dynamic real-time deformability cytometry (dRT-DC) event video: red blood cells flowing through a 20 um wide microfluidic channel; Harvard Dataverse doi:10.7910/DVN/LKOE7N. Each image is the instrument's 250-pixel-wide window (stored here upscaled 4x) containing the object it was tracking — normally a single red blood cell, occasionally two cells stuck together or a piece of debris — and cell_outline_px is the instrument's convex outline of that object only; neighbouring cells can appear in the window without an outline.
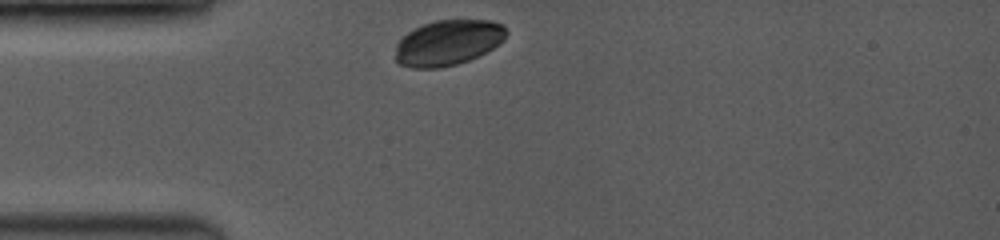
{"species": "common noctule bat (a hibernating species)", "species_latin": "Nyctalus noctula", "temperature_condition": "room temperature", "stored_images_in_passage": 25, "camera_frame_rate_fps": 3500, "um_per_image_px": 0.085, "animal": {"sex": "female", "body_mass_g": 19.0, "forearm_length_mm": 53.3}, "frame": {"image": 1, "passage_image": 1, "time_ms": 0.0, "image_size_px": [1000, 240], "cell_outline_px": [[508, 32], [492, 48], [468, 60], [456, 64], [440, 68], [412, 68], [400, 64], [396, 60], [396, 44], [412, 28], [436, 20], [492, 20], [504, 24]], "centroid_in_image_um": [38.06, 3.61], "position_along_channel_um": 46.9, "area_um2": 29.13}}
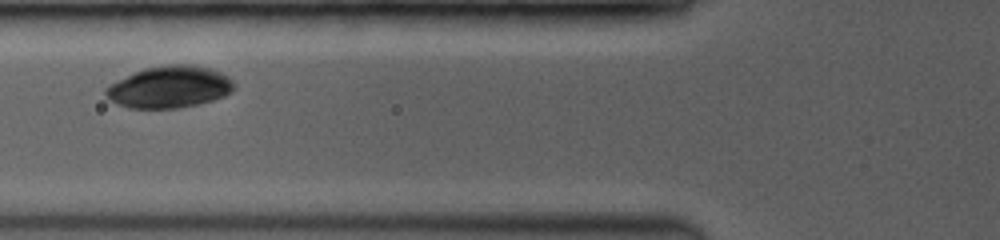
{"frame": {"image": 2, "passage_image": 8, "time_ms": 2.0, "image_size_px": [1000, 240], "cell_outline_px": [[236, 84], [232, 92], [224, 96], [200, 104], [180, 108], [128, 108], [116, 104], [104, 92], [104, 88], [144, 68], [168, 64], [192, 64], [212, 68], [228, 76]], "centroid_in_image_um": [14.47, 7.39], "position_along_channel_um": 111.3, "area_um2": 31.33}}
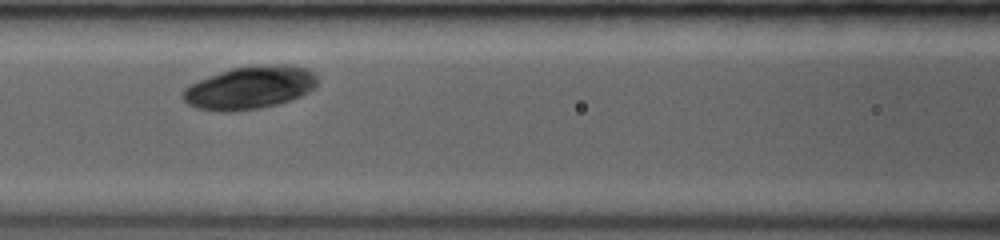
{"frame": {"image": 3, "passage_image": 11, "time_ms": 2.857, "image_size_px": [1000, 240], "cell_outline_px": [[316, 88], [292, 100], [260, 108], [228, 112], [220, 112], [196, 108], [188, 104], [180, 96], [184, 88], [200, 80], [220, 72], [232, 68], [276, 64], [284, 64], [304, 68], [312, 72], [316, 76]], "centroid_in_image_um": [21.22, 7.47], "position_along_channel_um": 145.4, "area_um2": 33.41}}